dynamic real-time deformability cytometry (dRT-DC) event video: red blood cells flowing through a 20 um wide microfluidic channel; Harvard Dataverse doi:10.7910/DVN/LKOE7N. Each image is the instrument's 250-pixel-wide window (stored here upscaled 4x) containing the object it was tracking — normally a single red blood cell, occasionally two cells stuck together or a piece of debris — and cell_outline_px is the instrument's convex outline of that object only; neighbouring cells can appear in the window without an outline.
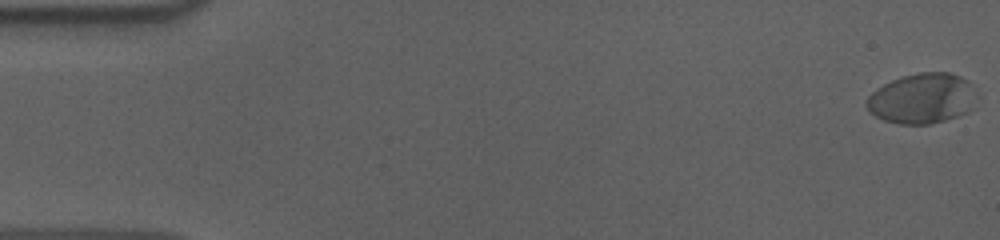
{"species": "human", "species_latin": "Homo sapiens", "temperature_condition": "cold", "stored_images_in_passage": 53, "camera_frame_rate_fps": 3000, "um_per_image_px": 0.085, "donor": {"sex": "male"}, "frame": {"image": 1, "passage_image": 1, "time_ms": 0.0, "image_size_px": [1000, 240], "cell_outline_px": [[968, 112], [944, 120], [928, 124], [900, 124], [884, 120], [876, 116], [864, 104], [868, 96], [876, 88], [892, 80], [904, 76], [920, 72], [948, 72], [960, 76], [968, 80]], "centroid_in_image_um": [78.24, 8.37], "position_along_channel_um": 6.8, "area_um2": 31.04}}
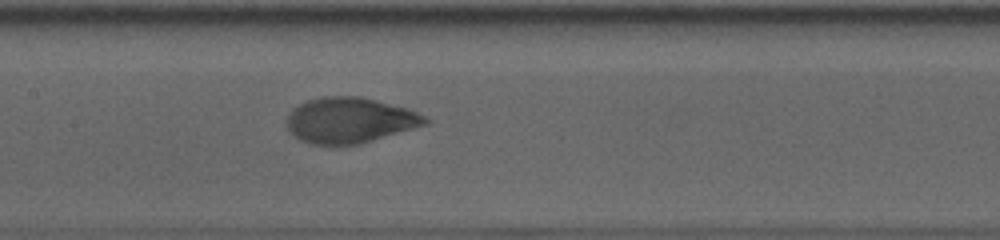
{"frame": {"image": 2, "passage_image": 28, "time_ms": 9.0, "image_size_px": [1000, 240], "cell_outline_px": [[428, 124], [360, 144], [312, 144], [300, 140], [288, 128], [288, 116], [292, 108], [308, 100], [324, 96], [360, 96], [408, 108], [424, 116], [428, 120]], "centroid_in_image_um": [29.75, 10.21], "position_along_channel_um": 177.7, "area_um2": 36.41}}
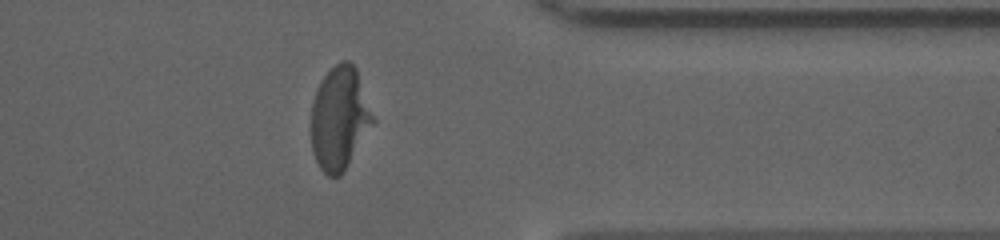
{"frame": {"image": 3, "passage_image": 46, "time_ms": 15.0, "image_size_px": [1000, 240], "cell_outline_px": [[376, 120], [344, 172], [340, 176], [328, 176], [320, 168], [312, 152], [312, 104], [320, 80], [340, 60], [348, 60], [356, 68]], "centroid_in_image_um": [28.88, 10.06], "position_along_channel_um": 382.5, "area_um2": 37.05}, "authors_computed_cell_mechanics": {"area_um2": 36.414, "velocity_mm_per_s": 3.6156, "shape_relaxation_time_tau1_ms": 5.1791, "shape_relaxation_time_tau2_ms": null, "deformation_change_tau1": 0.2034, "deformation_change_tau2": null}}